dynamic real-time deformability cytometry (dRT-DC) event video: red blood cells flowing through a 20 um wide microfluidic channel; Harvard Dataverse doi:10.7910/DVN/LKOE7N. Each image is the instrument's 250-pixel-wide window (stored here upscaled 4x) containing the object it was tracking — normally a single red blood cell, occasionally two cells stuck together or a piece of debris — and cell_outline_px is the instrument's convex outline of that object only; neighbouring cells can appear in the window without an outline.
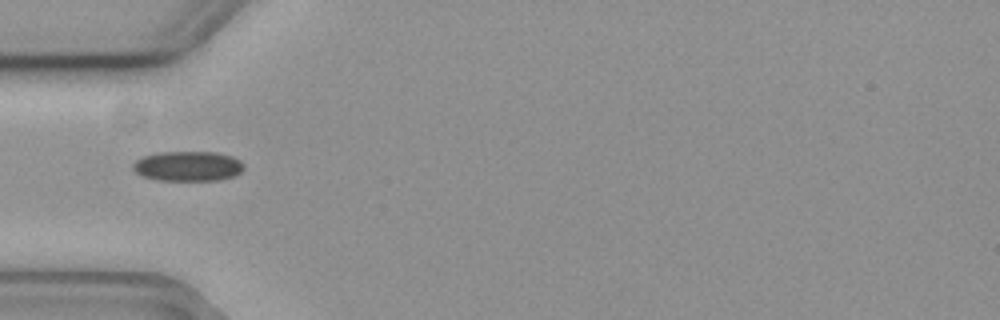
{"species": "common noctule bat (a hibernating species)", "species_latin": "Nyctalus noctula", "temperature_condition": "cold", "stored_images_in_passage": 32, "camera_frame_rate_fps": 3000, "um_per_image_px": 0.085, "animal": {"sex": "female", "body_mass_g": 19.3, "forearm_length_mm": 54.1}, "frame": {"image": 1, "passage_image": 1, "time_ms": 0.0, "image_size_px": [1000, 320], "cell_outline_px": [[244, 168], [240, 172], [232, 176], [220, 180], [156, 180], [144, 176], [136, 172], [132, 168], [132, 164], [136, 160], [144, 156], [160, 152], [216, 152], [232, 156], [240, 160], [244, 164]], "centroid_in_image_um": [15.98, 14.12], "position_along_channel_um": 69.0, "area_um2": 19.31}, "authors_computed_cell_mechanics": {"area_um2": 19.4786, "velocity_mm_per_s": 3.6795, "shape_relaxation_time_tau1_ms": 2.9506, "shape_relaxation_time_tau2_ms": 7.1775, "deformation_change_tau1": 0.0549, "deformation_change_tau2": 0.1257}}